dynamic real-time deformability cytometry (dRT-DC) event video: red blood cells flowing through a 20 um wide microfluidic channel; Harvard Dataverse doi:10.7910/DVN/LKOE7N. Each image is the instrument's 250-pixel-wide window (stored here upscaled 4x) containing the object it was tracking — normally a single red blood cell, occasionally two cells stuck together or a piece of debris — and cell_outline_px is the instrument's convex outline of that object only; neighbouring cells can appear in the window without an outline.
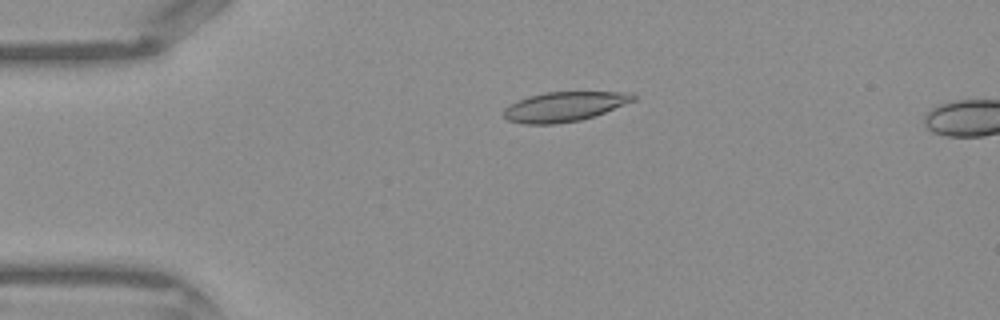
{"species": "Egyptian fruit bat (a non-hibernating species)", "species_latin": "Rousettus aegyptiacus", "temperature_condition": "warm", "stored_images_in_passage": 35, "camera_frame_rate_fps": 3000, "um_per_image_px": 0.085, "frame": {"image": 1, "passage_image": 1, "time_ms": 0.0, "image_size_px": [1000, 320], "cell_outline_px": [[636, 100], [604, 112], [580, 120], [556, 124], [524, 124], [508, 120], [504, 116], [504, 108], [528, 96], [544, 92], [628, 92], [636, 96]], "centroid_in_image_um": [47.97, 9.06], "position_along_channel_um": 37.0, "area_um2": 22.14}}
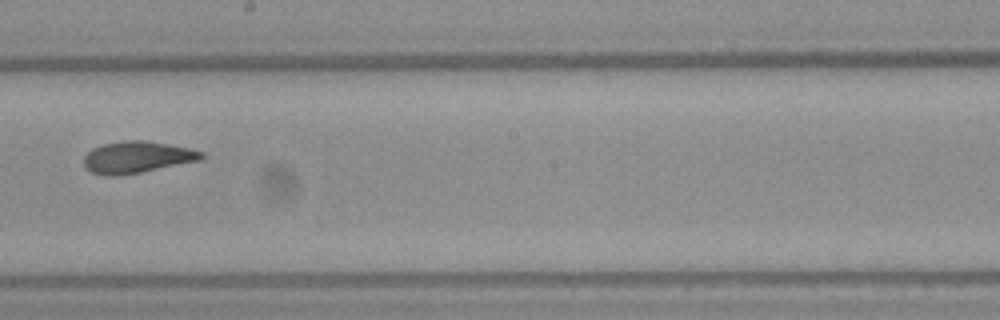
{"frame": {"image": 2, "passage_image": 16, "time_ms": 5.0, "image_size_px": [1000, 320], "cell_outline_px": [[204, 156], [200, 160], [140, 172], [116, 176], [104, 176], [92, 172], [84, 168], [84, 156], [92, 148], [104, 144], [124, 140], [144, 140], [188, 148], [204, 152]], "centroid_in_image_um": [11.6, 13.36], "position_along_channel_um": 236.6, "area_um2": 21.56}}
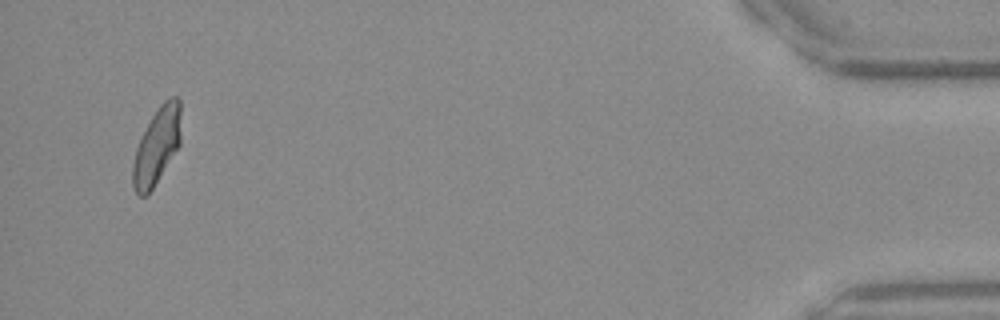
{"frame": {"image": 3, "passage_image": 33, "time_ms": 10.667, "image_size_px": [1000, 320], "cell_outline_px": [[180, 144], [152, 188], [144, 196], [140, 196], [136, 192], [132, 184], [132, 164], [136, 148], [152, 116], [160, 104], [168, 96], [176, 96], [180, 100]], "centroid_in_image_um": [13.33, 12.37], "position_along_channel_um": 421.9, "area_um2": 21.1}}